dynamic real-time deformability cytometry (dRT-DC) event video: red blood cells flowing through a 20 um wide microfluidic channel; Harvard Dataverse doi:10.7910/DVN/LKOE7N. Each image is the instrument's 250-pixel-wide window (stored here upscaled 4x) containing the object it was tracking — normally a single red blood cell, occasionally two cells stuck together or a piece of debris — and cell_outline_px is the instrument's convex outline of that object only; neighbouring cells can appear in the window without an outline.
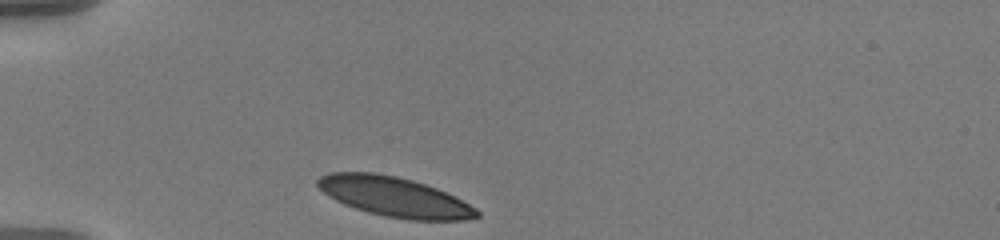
{"species": "human", "species_latin": "Homo sapiens", "temperature_condition": "warm", "stored_images_in_passage": 34, "camera_frame_rate_fps": 3000, "um_per_image_px": 0.085, "donor": {"sex": "male"}, "frame": {"image": 1, "passage_image": 1, "time_ms": 0.0, "image_size_px": [1000, 240], "cell_outline_px": [[480, 216], [464, 220], [408, 220], [384, 216], [368, 212], [344, 204], [328, 196], [316, 184], [316, 180], [320, 176], [328, 172], [376, 172], [396, 176], [412, 180], [436, 188], [476, 208], [480, 212]], "centroid_in_image_um": [33.49, 16.73], "position_along_channel_um": 51.5, "area_um2": 36.65}}
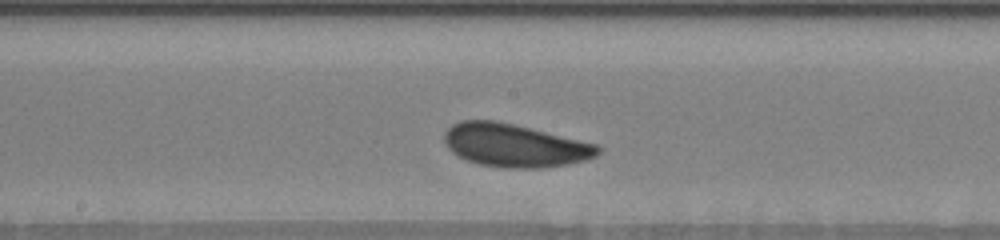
{"frame": {"image": 2, "passage_image": 16, "time_ms": 5.0, "image_size_px": [1000, 240], "cell_outline_px": [[600, 152], [596, 156], [588, 160], [568, 164], [540, 168], [504, 168], [480, 164], [468, 160], [452, 152], [448, 148], [444, 140], [444, 132], [452, 124], [460, 120], [496, 120], [596, 144], [600, 148]], "centroid_in_image_um": [43.73, 12.36], "position_along_channel_um": 204.5, "area_um2": 38.38}}
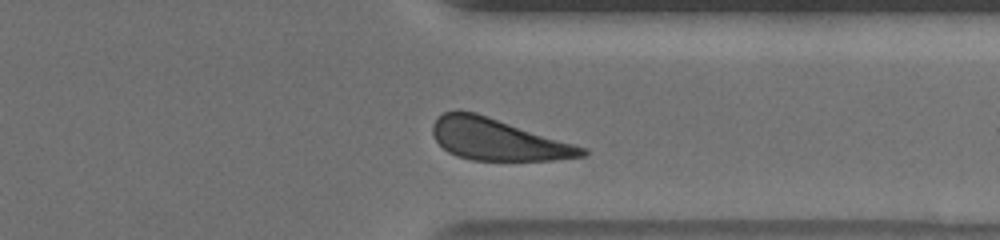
{"frame": {"image": 3, "passage_image": 30, "time_ms": 9.667, "image_size_px": [1000, 240], "cell_outline_px": [[588, 156], [552, 160], [472, 160], [456, 156], [448, 152], [436, 140], [432, 132], [432, 124], [444, 112], [456, 108], [476, 112], [588, 148]], "centroid_in_image_um": [42.32, 11.84], "position_along_channel_um": 369.1, "area_um2": 36.47}, "authors_computed_cell_mechanics": {"area_um2": 37.9168, "velocity_mm_per_s": 3.5183, "shape_relaxation_time_tau1_ms": 1.5784, "shape_relaxation_time_tau2_ms": null, "deformation_change_tau1": 0.0646, "deformation_change_tau2": null}}